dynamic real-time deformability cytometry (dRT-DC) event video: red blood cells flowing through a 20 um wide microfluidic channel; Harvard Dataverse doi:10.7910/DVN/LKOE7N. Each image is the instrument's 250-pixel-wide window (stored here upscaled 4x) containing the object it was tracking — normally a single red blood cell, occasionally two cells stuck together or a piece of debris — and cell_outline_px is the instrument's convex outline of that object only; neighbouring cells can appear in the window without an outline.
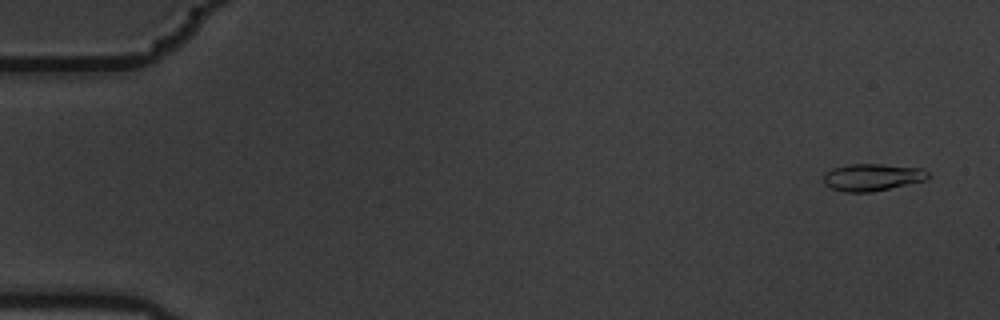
{"species": "common noctule bat (a hibernating species)", "species_latin": "Nyctalus noctula", "temperature_condition": "warm", "stored_images_in_passage": 5, "camera_frame_rate_fps": 3000, "um_per_image_px": 0.085, "animal": {"sex": "male", "body_mass_g": 19.5, "forearm_length_mm": 54.6}, "frame": {"image": 1, "passage_image": 1, "time_ms": 0.0, "image_size_px": [1000, 320], "cell_outline_px": [[928, 176], [924, 180], [872, 192], [844, 192], [832, 188], [824, 184], [824, 172], [832, 168], [848, 164], [880, 164], [924, 168], [928, 172]], "centroid_in_image_um": [74.1, 15.05], "position_along_channel_um": 10.9, "area_um2": 16.47}}
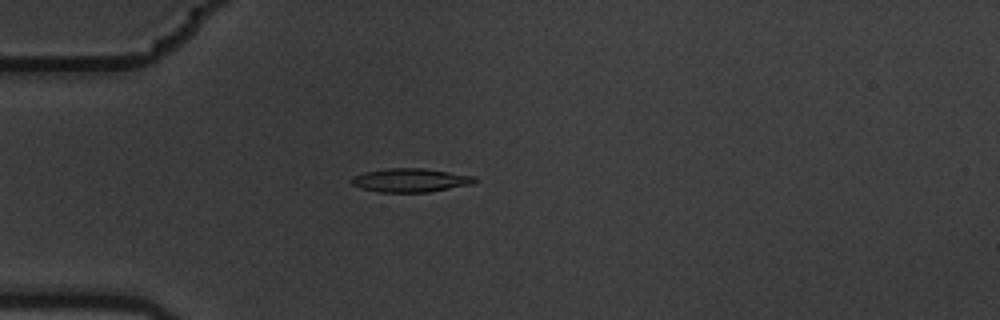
{"frame": {"image": 2, "passage_image": 5, "time_ms": 1.333, "image_size_px": [1000, 320], "cell_outline_px": [[476, 180], [472, 184], [428, 192], [376, 192], [360, 188], [352, 184], [348, 180], [352, 176], [364, 172], [388, 168], [424, 168], [476, 176]], "centroid_in_image_um": [34.84, 15.31], "position_along_channel_um": 50.2, "area_um2": 17.11}}